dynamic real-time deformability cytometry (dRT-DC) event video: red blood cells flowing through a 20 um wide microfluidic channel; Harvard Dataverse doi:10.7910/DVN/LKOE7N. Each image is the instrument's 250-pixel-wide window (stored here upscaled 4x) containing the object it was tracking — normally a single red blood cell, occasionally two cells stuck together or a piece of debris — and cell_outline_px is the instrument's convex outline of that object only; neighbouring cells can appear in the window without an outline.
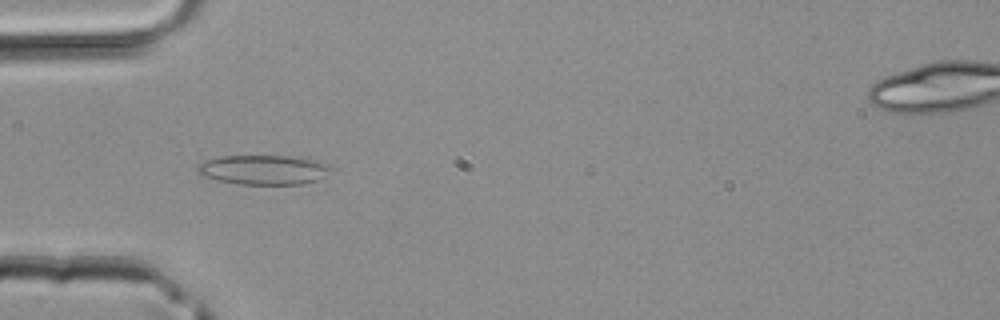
{"species": "common noctule bat (a hibernating species)", "species_latin": "Nyctalus noctula", "temperature_condition": "room temperature", "stored_images_in_passage": 29, "camera_frame_rate_fps": 3000, "um_per_image_px": 0.085, "animal": {"sex": "male", "body_mass_g": 20.4}, "frame": {"image": 1, "passage_image": 5, "time_ms": 1.333, "image_size_px": [1000, 320], "cell_outline_px": [[336, 168], [316, 180], [300, 184], [236, 184], [216, 180], [204, 176], [196, 172], [196, 168], [200, 164], [208, 160], [220, 156], [296, 156], [320, 160]], "centroid_in_image_um": [22.45, 14.42], "position_along_channel_um": 62.5, "area_um2": 23.18}}
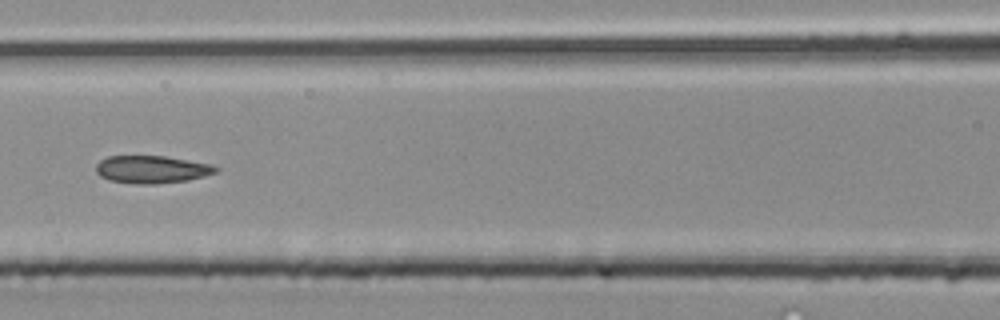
{"frame": {"image": 2, "passage_image": 11, "time_ms": 3.333, "image_size_px": [1000, 320], "cell_outline_px": [[220, 168], [216, 172], [204, 176], [188, 180], [156, 184], [136, 184], [108, 180], [100, 176], [96, 172], [96, 164], [100, 160], [108, 156], [164, 156], [208, 164]], "centroid_in_image_um": [12.85, 14.41], "position_along_channel_um": 153.7, "area_um2": 19.19}}
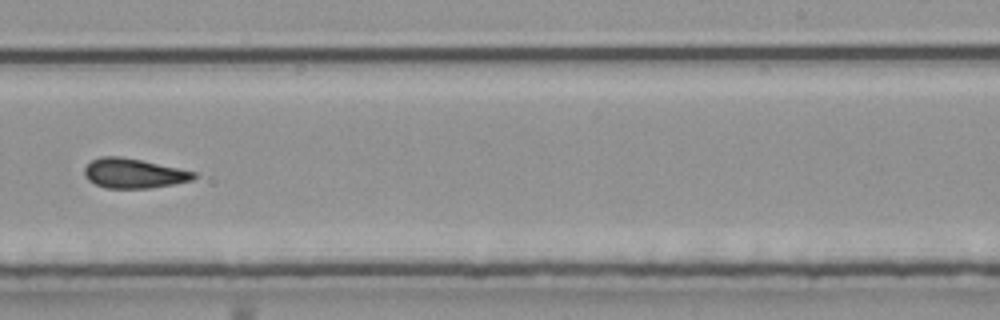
{"frame": {"image": 3, "passage_image": 19, "time_ms": 6.0, "image_size_px": [1000, 320], "cell_outline_px": [[196, 176], [192, 180], [172, 184], [148, 188], [104, 188], [88, 180], [84, 176], [84, 168], [92, 160], [100, 156], [120, 156], [140, 160], [196, 172]], "centroid_in_image_um": [11.32, 14.73], "position_along_channel_um": 277.7, "area_um2": 18.73}}